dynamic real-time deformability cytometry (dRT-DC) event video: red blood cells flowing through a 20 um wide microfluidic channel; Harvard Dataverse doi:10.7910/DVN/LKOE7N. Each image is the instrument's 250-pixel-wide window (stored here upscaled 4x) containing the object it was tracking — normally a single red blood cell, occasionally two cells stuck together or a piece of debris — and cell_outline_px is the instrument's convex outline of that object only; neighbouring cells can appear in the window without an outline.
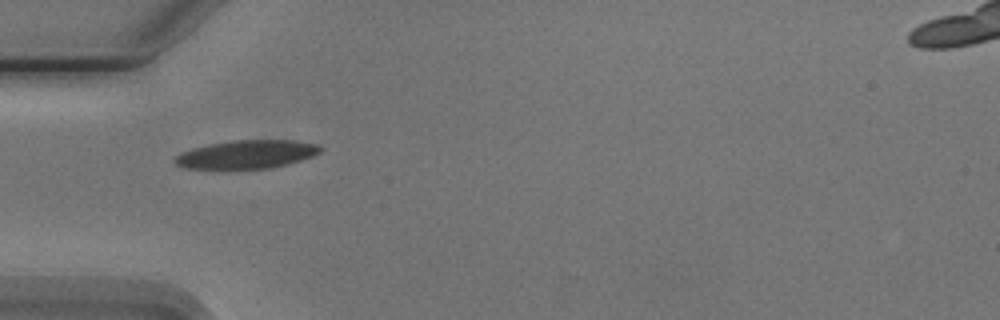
{"species": "Egyptian fruit bat (a non-hibernating species)", "species_latin": "Rousettus aegyptiacus", "temperature_condition": "cold", "stored_images_in_passage": 2, "camera_frame_rate_fps": 3000, "um_per_image_px": 0.085, "animal": {"sex": "male"}, "frame": {"image": 1, "passage_image": 1, "time_ms": 0.0, "image_size_px": [1000, 320], "cell_outline_px": [[324, 148], [320, 152], [312, 156], [300, 160], [268, 168], [184, 168], [176, 164], [172, 160], [176, 156], [184, 152], [208, 144], [232, 140], [292, 140], [316, 144]], "centroid_in_image_um": [20.98, 13.11], "position_along_channel_um": 64.0, "area_um2": 23.58}}
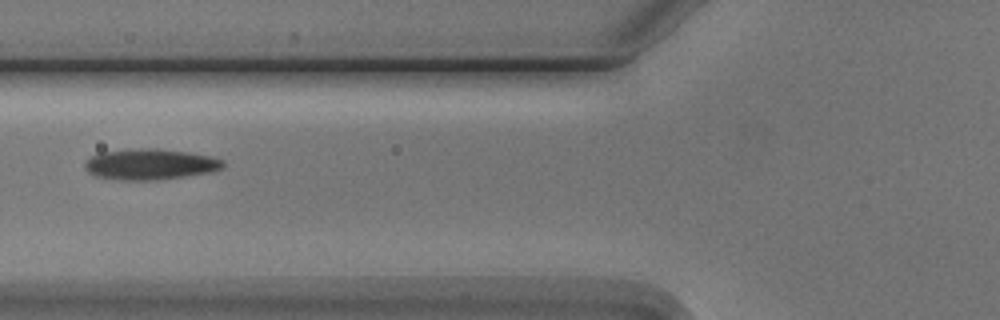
{"frame": {"image": 2, "passage_image": 2, "time_ms": 1.333, "image_size_px": [1000, 320], "cell_outline_px": [[224, 164], [220, 168], [212, 172], [156, 180], [124, 180], [96, 176], [88, 172], [84, 168], [84, 164], [92, 156], [100, 152], [140, 148], [156, 148], [184, 152], [208, 156], [220, 160]], "centroid_in_image_um": [12.71, 13.96], "position_along_channel_um": 113.1, "area_um2": 24.39}}